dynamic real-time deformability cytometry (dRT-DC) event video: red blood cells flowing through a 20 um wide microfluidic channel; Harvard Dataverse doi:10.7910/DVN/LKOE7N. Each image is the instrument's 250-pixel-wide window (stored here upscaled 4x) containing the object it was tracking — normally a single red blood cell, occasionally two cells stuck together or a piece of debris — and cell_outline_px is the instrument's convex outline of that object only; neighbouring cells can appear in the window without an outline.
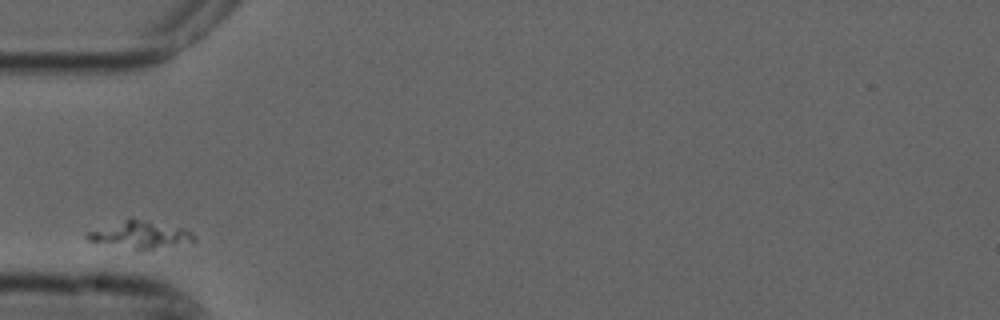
{"species": "common noctule bat (a hibernating species)", "species_latin": "Nyctalus noctula", "temperature_condition": "cold", "stored_images_in_passage": 3, "camera_frame_rate_fps": 3000, "um_per_image_px": 0.085, "animal": {"sex": "male", "forearm_length_mm": 52.5}, "frame": {"image": 1, "passage_image": 1, "time_ms": 0.0, "image_size_px": [1000, 320], "cell_outline_px": [[196, 240], [192, 244], [140, 252], [136, 252], [88, 240], [84, 236], [88, 232], [124, 220], [136, 220], [184, 228], [196, 236]], "centroid_in_image_um": [12.01, 20.06], "position_along_channel_um": 73.0, "area_um2": 17.22}}
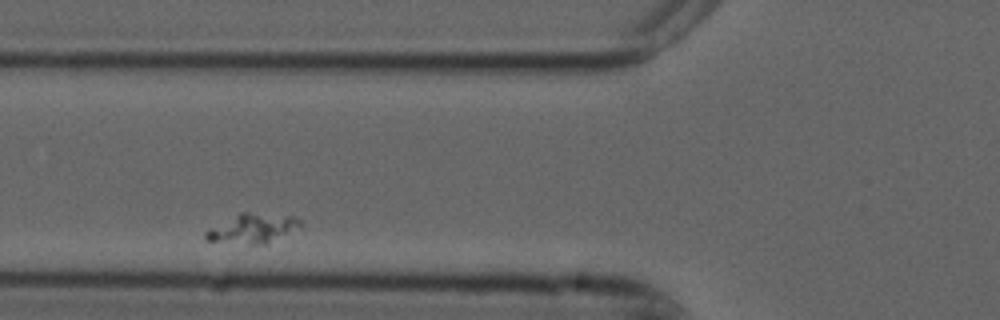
{"frame": {"image": 2, "passage_image": 2, "time_ms": 0.333, "image_size_px": [1000, 320], "cell_outline_px": [[304, 224], [264, 244], [248, 244], [204, 240], [204, 232], [208, 228], [240, 212], [248, 212], [292, 216], [300, 220]], "centroid_in_image_um": [21.39, 19.4], "position_along_channel_um": 104.4, "area_um2": 15.95}}
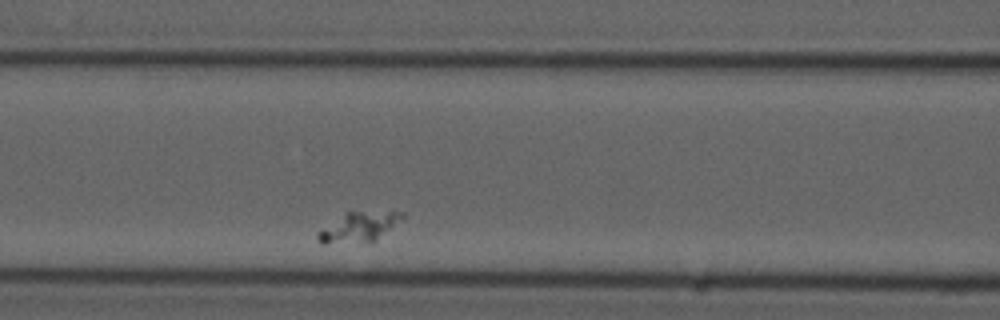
{"frame": {"image": 3, "passage_image": 3, "time_ms": 0.667, "image_size_px": [1000, 320], "cell_outline_px": [[404, 220], [376, 240], [324, 244], [316, 240], [316, 236], [320, 232], [348, 212], [400, 212], [404, 216]], "centroid_in_image_um": [30.59, 19.31], "position_along_channel_um": 136.0, "area_um2": 13.93}}